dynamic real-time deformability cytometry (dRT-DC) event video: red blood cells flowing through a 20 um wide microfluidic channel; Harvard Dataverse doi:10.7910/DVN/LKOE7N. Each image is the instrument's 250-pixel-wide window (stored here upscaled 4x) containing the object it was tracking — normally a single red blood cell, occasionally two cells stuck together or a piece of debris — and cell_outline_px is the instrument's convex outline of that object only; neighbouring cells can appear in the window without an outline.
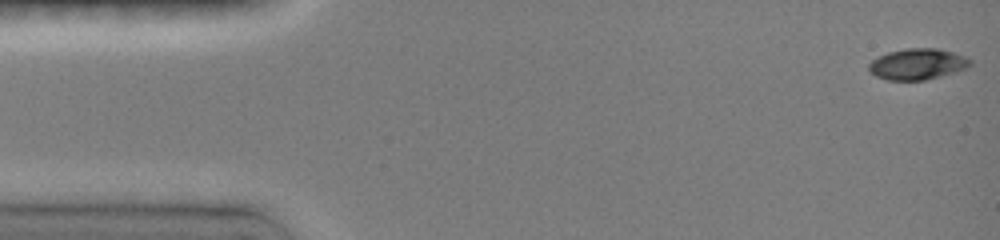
{"species": "common noctule bat (a hibernating species)", "species_latin": "Nyctalus noctula", "temperature_condition": "room temperature", "stored_images_in_passage": 48, "camera_frame_rate_fps": 3000, "um_per_image_px": 0.085, "animal": {"sex": "female", "body_mass_g": 19.0, "forearm_length_mm": 51.5}, "frame": {"image": 1, "passage_image": 1, "time_ms": 0.0, "image_size_px": [1000, 240], "cell_outline_px": [[972, 64], [964, 68], [940, 76], [924, 80], [888, 80], [876, 76], [868, 68], [868, 64], [872, 60], [888, 52], [904, 48], [936, 48], [952, 52], [964, 56], [972, 60]], "centroid_in_image_um": [77.97, 5.44], "position_along_channel_um": 7.0, "area_um2": 18.09}}
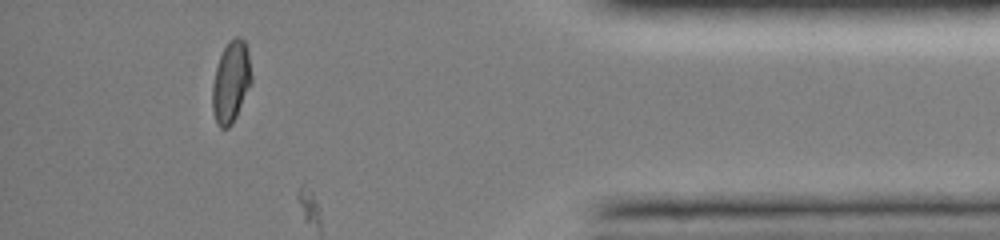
{"frame": {"image": 2, "passage_image": 43, "time_ms": 14.0, "image_size_px": [1000, 240], "cell_outline_px": [[252, 84], [232, 124], [228, 128], [220, 128], [216, 124], [212, 112], [212, 84], [216, 68], [220, 56], [228, 40], [236, 36], [240, 36], [244, 40], [248, 48], [252, 76]], "centroid_in_image_um": [19.64, 6.96], "position_along_channel_um": 415.6, "area_um2": 18.96}}